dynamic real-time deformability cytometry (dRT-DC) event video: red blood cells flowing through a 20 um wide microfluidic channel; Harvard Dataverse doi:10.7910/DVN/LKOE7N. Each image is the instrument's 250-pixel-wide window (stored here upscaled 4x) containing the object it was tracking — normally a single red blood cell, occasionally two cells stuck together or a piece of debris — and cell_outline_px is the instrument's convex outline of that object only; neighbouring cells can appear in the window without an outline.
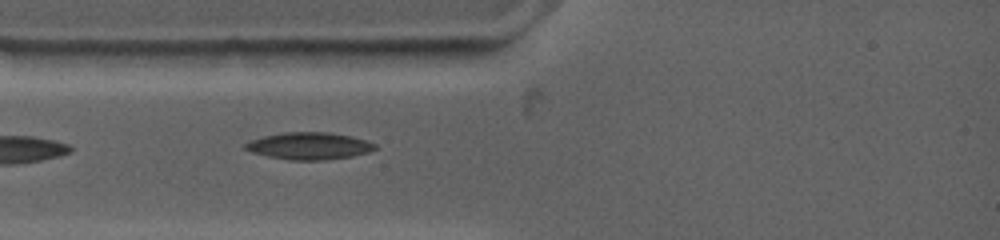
{"species": "common noctule bat (a hibernating species)", "species_latin": "Nyctalus noctula", "temperature_condition": "warm", "stored_images_in_passage": 3, "camera_frame_rate_fps": 4500, "um_per_image_px": 0.085, "animal": {"sex": "female", "body_mass_g": 19.0, "forearm_length_mm": 53.3}, "frame": {"image": 1, "passage_image": 3, "time_ms": 1.333, "image_size_px": [1000, 240], "cell_outline_px": [[376, 148], [368, 152], [352, 156], [324, 160], [288, 160], [268, 156], [252, 152], [244, 148], [244, 144], [252, 140], [264, 136], [284, 132], [328, 132], [352, 136], [376, 144]], "centroid_in_image_um": [26.28, 12.4], "position_along_channel_um": 58.7, "area_um2": 20.35}}